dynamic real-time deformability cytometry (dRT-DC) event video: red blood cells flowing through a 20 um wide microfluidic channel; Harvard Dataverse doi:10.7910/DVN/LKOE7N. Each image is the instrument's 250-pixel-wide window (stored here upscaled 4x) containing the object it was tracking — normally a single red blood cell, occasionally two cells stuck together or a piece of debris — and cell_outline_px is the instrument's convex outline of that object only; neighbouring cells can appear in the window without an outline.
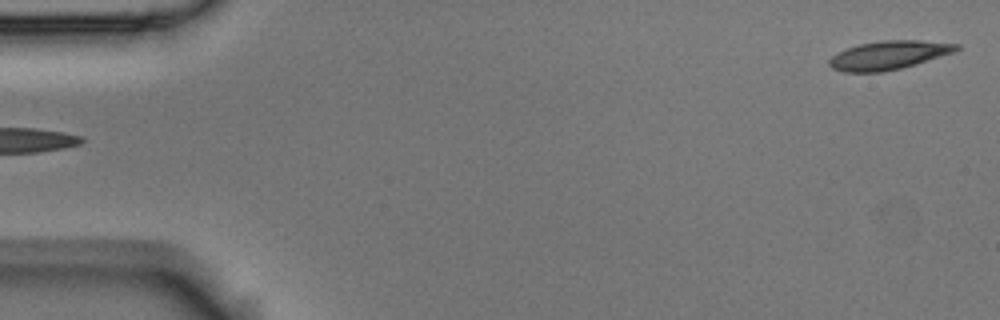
{"species": "Egyptian fruit bat (a non-hibernating species)", "species_latin": "Rousettus aegyptiacus", "temperature_condition": "room temperature", "stored_images_in_passage": 5, "camera_frame_rate_fps": 3000, "um_per_image_px": 0.085, "animal": {"sex": "male"}, "frame": {"image": 1, "passage_image": 1, "time_ms": 0.0, "image_size_px": [1000, 320], "cell_outline_px": [[960, 48], [952, 52], [916, 64], [884, 72], [844, 72], [832, 68], [828, 64], [828, 60], [832, 56], [848, 48], [860, 44], [880, 40], [920, 40], [960, 44]], "centroid_in_image_um": [75.52, 4.69], "position_along_channel_um": 9.5, "area_um2": 21.04}}